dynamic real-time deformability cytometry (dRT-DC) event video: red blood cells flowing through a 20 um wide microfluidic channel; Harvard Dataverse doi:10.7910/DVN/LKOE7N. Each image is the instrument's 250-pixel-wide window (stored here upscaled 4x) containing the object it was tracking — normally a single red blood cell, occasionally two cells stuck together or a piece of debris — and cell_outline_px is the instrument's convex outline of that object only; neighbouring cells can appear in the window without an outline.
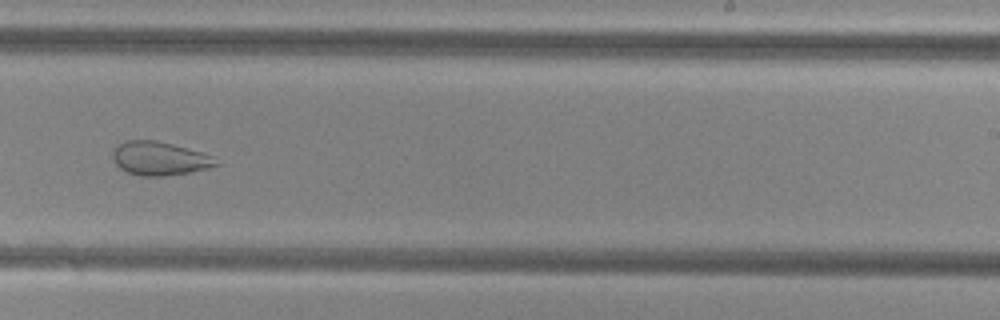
{"species": "common noctule bat (a hibernating species)", "species_latin": "Nyctalus noctula", "temperature_condition": "cold", "stored_images_in_passage": 54, "camera_frame_rate_fps": 3000, "um_per_image_px": 0.085, "animal": {"sex": "female", "body_mass_g": 29.2, "forearm_length_mm": 56.3}, "frame": {"image": 1, "passage_image": 35, "time_ms": 11.333, "image_size_px": [1000, 320], "cell_outline_px": [[220, 164], [208, 168], [192, 172], [164, 176], [140, 176], [128, 172], [120, 168], [112, 160], [112, 152], [124, 140], [156, 140], [172, 144], [200, 152], [212, 156]], "centroid_in_image_um": [13.54, 13.48], "position_along_channel_um": 275.5, "area_um2": 20.17}}
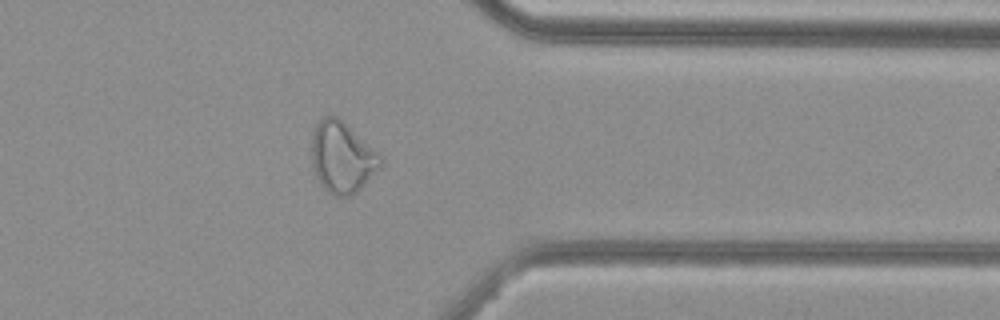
{"frame": {"image": 2, "passage_image": 44, "time_ms": 14.333, "image_size_px": [1000, 320], "cell_outline_px": [[384, 160], [380, 168], [356, 192], [348, 196], [332, 196], [320, 184], [312, 168], [312, 132], [316, 124], [324, 116], [336, 116], [344, 120]], "centroid_in_image_um": [29.06, 13.37], "position_along_channel_um": 382.3, "area_um2": 28.5}}
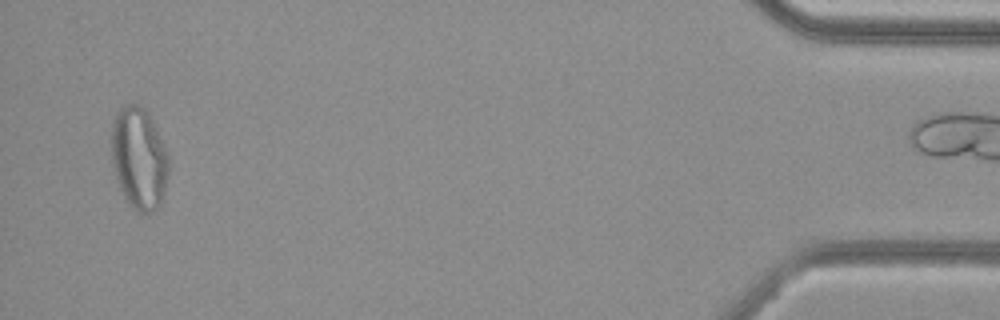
{"frame": {"image": 3, "passage_image": 53, "time_ms": 17.333, "image_size_px": [1000, 320], "cell_outline_px": [[168, 172], [164, 192], [160, 204], [152, 212], [144, 216], [136, 212], [128, 204], [120, 188], [112, 164], [112, 124], [120, 108], [128, 104], [140, 104], [144, 108], [152, 120], [168, 156]], "centroid_in_image_um": [11.81, 13.51], "position_along_channel_um": 423.4, "area_um2": 33.81}}